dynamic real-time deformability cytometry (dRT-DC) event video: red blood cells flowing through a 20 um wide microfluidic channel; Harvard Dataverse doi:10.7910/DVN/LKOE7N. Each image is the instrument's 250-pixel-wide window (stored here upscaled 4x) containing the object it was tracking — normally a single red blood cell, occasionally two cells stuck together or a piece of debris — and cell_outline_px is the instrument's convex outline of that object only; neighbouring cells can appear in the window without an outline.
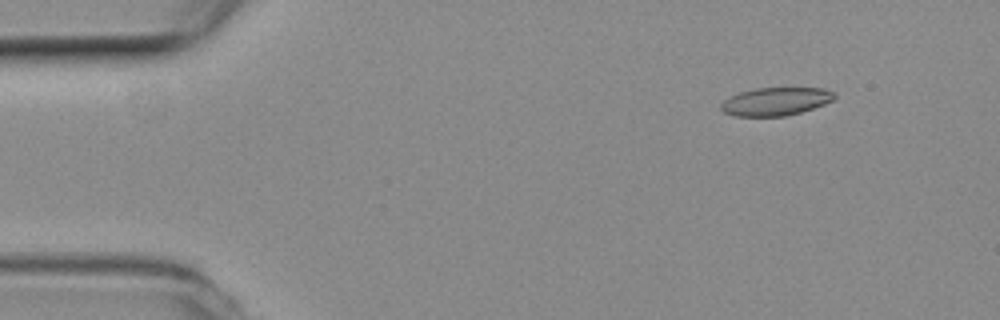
{"species": "common noctule bat (a hibernating species)", "species_latin": "Nyctalus noctula", "temperature_condition": "room temperature", "stored_images_in_passage": 11, "camera_frame_rate_fps": 3000, "um_per_image_px": 0.085, "animal": {"sex": "female", "body_mass_g": 19.3, "forearm_length_mm": 54.1}, "frame": {"image": 1, "passage_image": 1, "time_ms": 0.0, "image_size_px": [1000, 320], "cell_outline_px": [[836, 96], [832, 100], [824, 104], [800, 112], [784, 116], [736, 116], [724, 112], [720, 108], [720, 104], [724, 100], [740, 92], [756, 88], [824, 88], [836, 92]], "centroid_in_image_um": [65.94, 8.62], "position_along_channel_um": 19.1, "area_um2": 18.44}}